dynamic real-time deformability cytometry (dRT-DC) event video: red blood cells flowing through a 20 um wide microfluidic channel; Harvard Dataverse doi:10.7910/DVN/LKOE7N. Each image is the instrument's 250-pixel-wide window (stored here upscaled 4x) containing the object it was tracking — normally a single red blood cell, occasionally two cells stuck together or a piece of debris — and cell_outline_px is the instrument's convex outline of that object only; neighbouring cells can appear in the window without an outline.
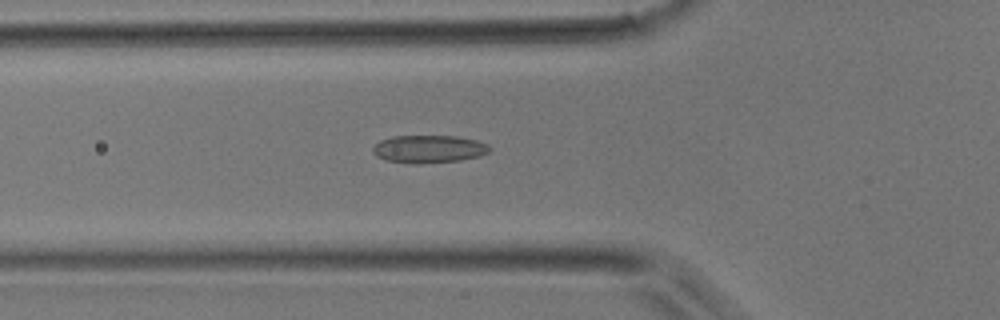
{"species": "common noctule bat (a hibernating species)", "species_latin": "Nyctalus noctula", "temperature_condition": "room temperature", "stored_images_in_passage": 42, "camera_frame_rate_fps": 3000, "um_per_image_px": 0.085, "animal": {"sex": "male", "body_mass_g": 17.9}, "frame": {"image": 1, "passage_image": 14, "time_ms": 4.333, "image_size_px": [1000, 320], "cell_outline_px": [[492, 148], [488, 152], [480, 156], [460, 160], [420, 164], [412, 164], [388, 160], [376, 156], [372, 152], [372, 148], [380, 140], [392, 136], [456, 136], [476, 140], [488, 144]], "centroid_in_image_um": [36.45, 12.67], "position_along_channel_um": 89.3, "area_um2": 18.96}}
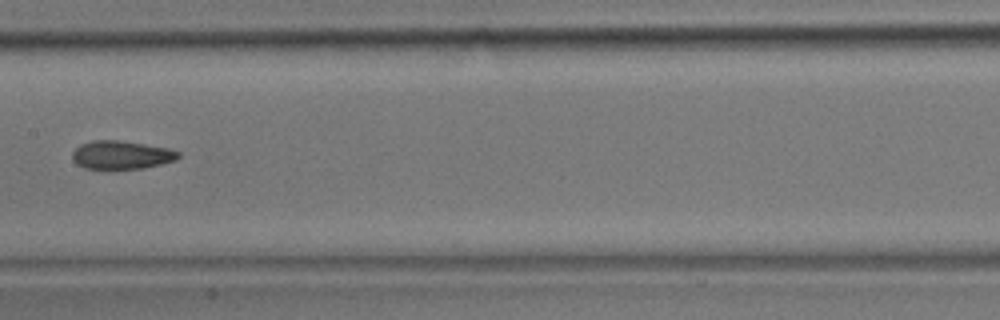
{"frame": {"image": 2, "passage_image": 21, "time_ms": 6.667, "image_size_px": [1000, 320], "cell_outline_px": [[180, 156], [176, 160], [144, 168], [112, 172], [84, 168], [76, 164], [72, 160], [72, 152], [80, 144], [92, 140], [116, 140], [144, 144], [168, 148], [180, 152]], "centroid_in_image_um": [10.27, 13.22], "position_along_channel_um": 197.1, "area_um2": 18.26}}
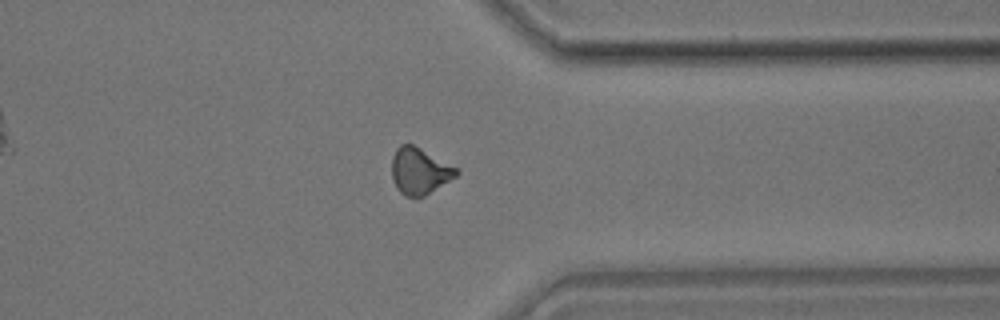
{"frame": {"image": 3, "passage_image": 33, "time_ms": 10.667, "image_size_px": [1000, 320], "cell_outline_px": [[460, 172], [456, 176], [424, 196], [404, 196], [396, 188], [392, 180], [392, 156], [396, 148], [400, 144], [412, 144], [460, 168]], "centroid_in_image_um": [35.66, 14.52], "position_along_channel_um": 375.7, "area_um2": 17.57}}